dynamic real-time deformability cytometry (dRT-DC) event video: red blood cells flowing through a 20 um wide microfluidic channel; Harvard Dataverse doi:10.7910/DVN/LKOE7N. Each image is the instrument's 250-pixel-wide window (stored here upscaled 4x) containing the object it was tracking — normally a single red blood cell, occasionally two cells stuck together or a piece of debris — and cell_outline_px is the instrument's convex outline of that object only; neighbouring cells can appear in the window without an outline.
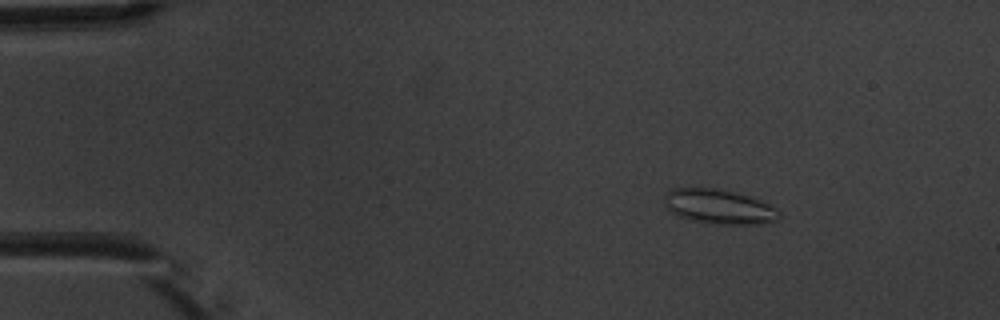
{"species": "common noctule bat (a hibernating species)", "species_latin": "Nyctalus noctula", "temperature_condition": "warm", "stored_images_in_passage": 3, "camera_frame_rate_fps": 3000, "um_per_image_px": 0.085, "animal": {"sex": "male", "body_mass_g": 20.1, "forearm_length_mm": 53.5}, "frame": {"image": 1, "passage_image": 1, "time_ms": 0.0, "image_size_px": [1000, 320], "cell_outline_px": [[780, 220], [764, 224], [712, 224], [692, 220], [676, 216], [664, 204], [664, 192], [672, 188], [720, 188], [748, 196], [760, 200], [776, 208], [780, 212]], "centroid_in_image_um": [61.11, 17.57], "position_along_channel_um": 23.9, "area_um2": 23.47}}